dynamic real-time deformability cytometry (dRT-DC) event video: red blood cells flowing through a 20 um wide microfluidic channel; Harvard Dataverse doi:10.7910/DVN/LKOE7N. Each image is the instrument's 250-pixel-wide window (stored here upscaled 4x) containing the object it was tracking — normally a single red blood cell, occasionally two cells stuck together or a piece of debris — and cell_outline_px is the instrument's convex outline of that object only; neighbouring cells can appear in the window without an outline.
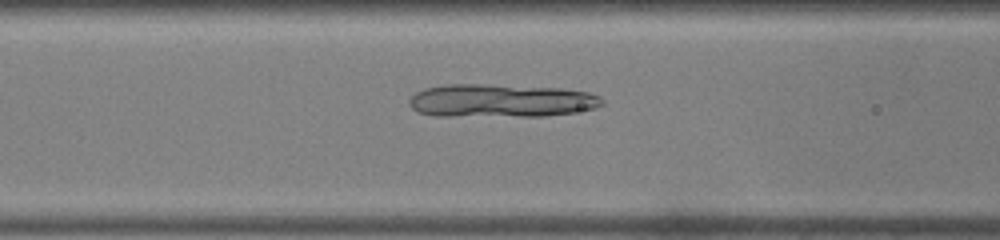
{"species": "common noctule bat (a hibernating species)", "species_latin": "Nyctalus noctula", "temperature_condition": "warm", "stored_images_in_passage": 44, "camera_frame_rate_fps": 3000, "um_per_image_px": 0.085, "animal": {"sex": "male", "body_mass_g": 19.0, "forearm_length_mm": 50.8}, "frame": {"image": 1, "passage_image": 17, "time_ms": 5.333, "image_size_px": [1000, 240], "cell_outline_px": [[604, 104], [596, 108], [572, 112], [544, 116], [436, 116], [416, 112], [408, 104], [408, 100], [416, 92], [424, 88], [444, 84], [480, 84], [560, 88], [588, 92], [600, 96], [604, 100]], "centroid_in_image_um": [42.54, 8.56], "position_along_channel_um": 124.1, "area_um2": 37.57}}
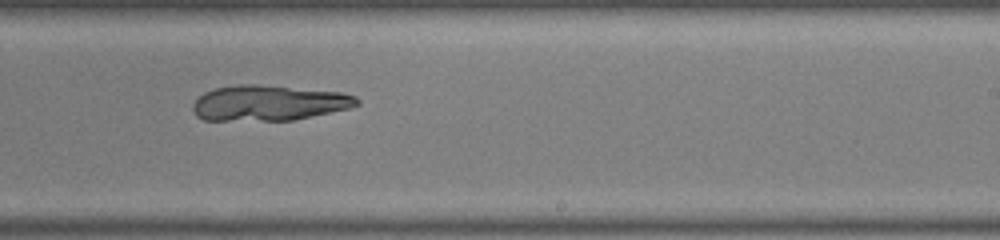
{"frame": {"image": 2, "passage_image": 27, "time_ms": 8.667, "image_size_px": [1000, 240], "cell_outline_px": [[360, 104], [348, 108], [292, 120], [204, 120], [196, 116], [192, 108], [192, 104], [204, 92], [216, 88], [240, 84], [256, 84], [340, 92], [356, 96], [360, 100]], "centroid_in_image_um": [22.82, 8.75], "position_along_channel_um": 266.2, "area_um2": 33.64}}
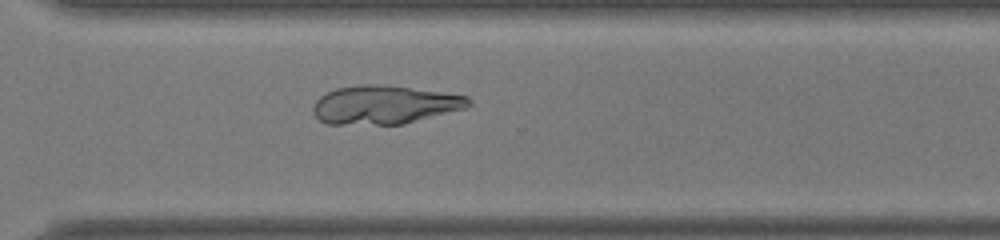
{"frame": {"image": 3, "passage_image": 32, "time_ms": 10.333, "image_size_px": [1000, 240], "cell_outline_px": [[472, 104], [464, 108], [404, 124], [328, 124], [320, 120], [312, 112], [312, 108], [316, 100], [320, 96], [336, 88], [360, 84], [368, 84], [408, 88], [444, 92], [468, 96], [472, 100]], "centroid_in_image_um": [32.67, 8.91], "position_along_channel_um": 337.9, "area_um2": 34.62}}